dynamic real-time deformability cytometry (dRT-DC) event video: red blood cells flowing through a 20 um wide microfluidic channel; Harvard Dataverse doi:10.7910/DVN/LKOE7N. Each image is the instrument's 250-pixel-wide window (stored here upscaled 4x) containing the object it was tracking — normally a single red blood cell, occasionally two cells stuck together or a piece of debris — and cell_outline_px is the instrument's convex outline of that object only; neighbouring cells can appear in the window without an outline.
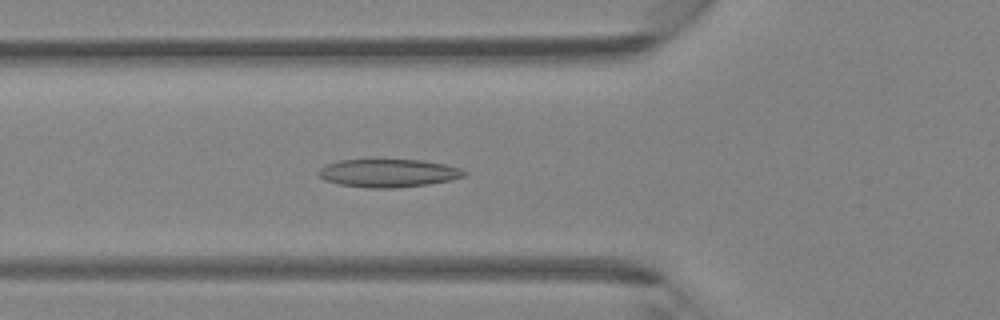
{"species": "Egyptian fruit bat (a non-hibernating species)", "species_latin": "Rousettus aegyptiacus", "temperature_condition": "room temperature", "stored_images_in_passage": 38, "camera_frame_rate_fps": 3000, "um_per_image_px": 0.085, "animal": {"sex": "female"}, "frame": {"image": 1, "passage_image": 9, "time_ms": 2.667, "image_size_px": [1000, 320], "cell_outline_px": [[468, 172], [464, 176], [452, 180], [428, 184], [396, 188], [368, 188], [340, 184], [324, 180], [320, 176], [320, 168], [324, 164], [340, 160], [420, 160], [444, 164], [460, 168]], "centroid_in_image_um": [33.02, 14.71], "position_along_channel_um": 92.8, "area_um2": 23.76}}
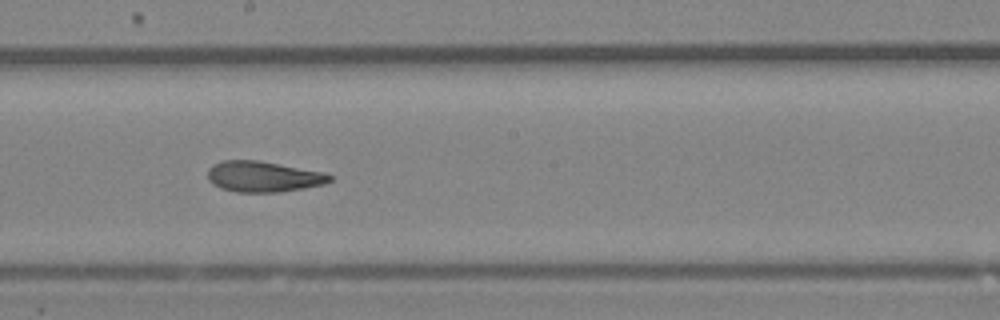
{"frame": {"image": 2, "passage_image": 18, "time_ms": 5.667, "image_size_px": [1000, 320], "cell_outline_px": [[332, 180], [324, 184], [304, 188], [280, 192], [236, 192], [220, 188], [212, 184], [208, 180], [208, 168], [212, 164], [224, 160], [260, 160], [324, 172], [332, 176]], "centroid_in_image_um": [22.36, 15.01], "position_along_channel_um": 225.8, "area_um2": 22.08}}
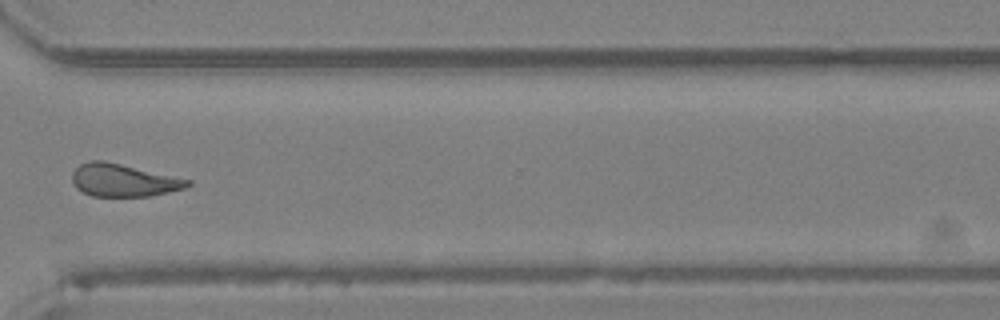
{"frame": {"image": 3, "passage_image": 27, "time_ms": 8.667, "image_size_px": [1000, 320], "cell_outline_px": [[192, 184], [184, 188], [168, 192], [148, 196], [92, 196], [76, 188], [72, 180], [72, 172], [80, 164], [88, 160], [104, 160], [192, 180]], "centroid_in_image_um": [10.48, 15.31], "position_along_channel_um": 360.1, "area_um2": 21.91}}